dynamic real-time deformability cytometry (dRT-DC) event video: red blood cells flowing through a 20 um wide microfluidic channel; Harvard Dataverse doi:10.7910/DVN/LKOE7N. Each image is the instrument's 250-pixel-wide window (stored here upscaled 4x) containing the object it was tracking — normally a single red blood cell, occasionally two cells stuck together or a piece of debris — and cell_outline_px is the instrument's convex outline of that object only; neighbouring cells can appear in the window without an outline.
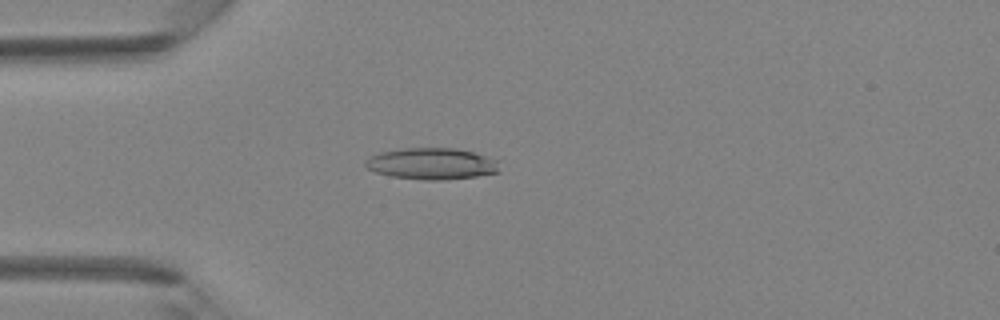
{"species": "Egyptian fruit bat (a non-hibernating species)", "species_latin": "Rousettus aegyptiacus", "temperature_condition": "room temperature", "stored_images_in_passage": 32, "camera_frame_rate_fps": 3000, "um_per_image_px": 0.085, "animal": {"sex": "female"}, "frame": {"image": 1, "passage_image": 1, "time_ms": 0.0, "image_size_px": [1000, 320], "cell_outline_px": [[500, 172], [476, 176], [444, 180], [424, 180], [392, 176], [376, 172], [368, 168], [364, 164], [364, 160], [368, 156], [380, 152], [404, 148], [456, 148], [472, 152], [500, 160]], "centroid_in_image_um": [36.72, 13.91], "position_along_channel_um": 48.3, "area_um2": 24.8}}
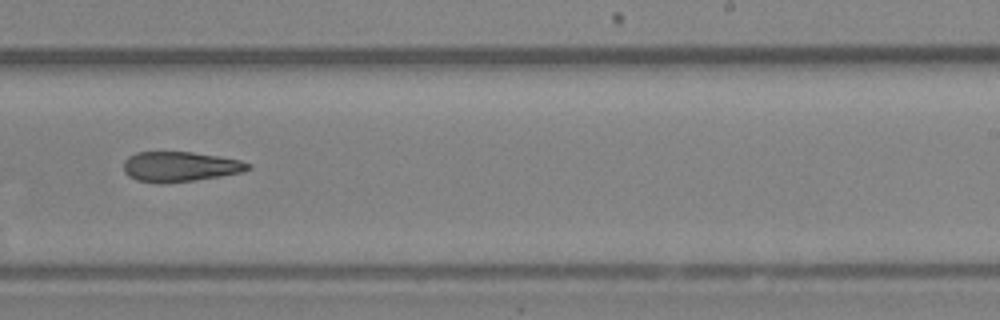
{"frame": {"image": 2, "passage_image": 16, "time_ms": 5.0, "image_size_px": [1000, 320], "cell_outline_px": [[252, 168], [244, 172], [196, 180], [164, 184], [160, 184], [136, 180], [128, 176], [124, 172], [124, 160], [128, 156], [136, 152], [192, 152], [240, 160], [252, 164]], "centroid_in_image_um": [15.29, 14.17], "position_along_channel_um": 273.7, "area_um2": 22.02}}
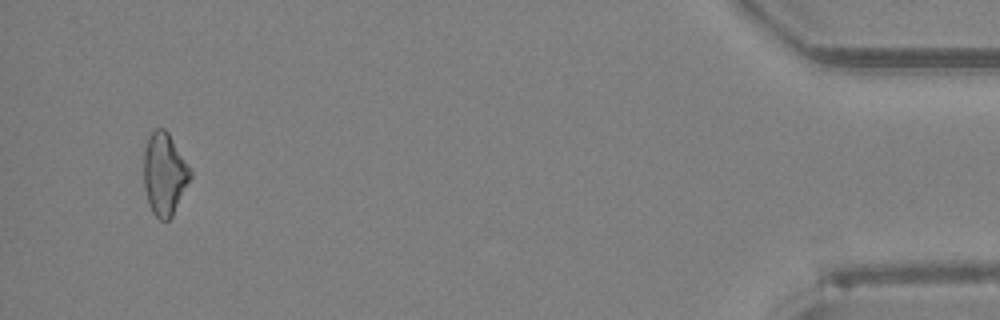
{"frame": {"image": 3, "passage_image": 30, "time_ms": 9.667, "image_size_px": [1000, 320], "cell_outline_px": [[192, 176], [172, 216], [168, 220], [160, 220], [152, 212], [148, 204], [144, 188], [144, 148], [148, 136], [156, 128], [164, 128], [168, 132], [192, 172]], "centroid_in_image_um": [13.96, 14.79], "position_along_channel_um": 421.2, "area_um2": 22.25}}